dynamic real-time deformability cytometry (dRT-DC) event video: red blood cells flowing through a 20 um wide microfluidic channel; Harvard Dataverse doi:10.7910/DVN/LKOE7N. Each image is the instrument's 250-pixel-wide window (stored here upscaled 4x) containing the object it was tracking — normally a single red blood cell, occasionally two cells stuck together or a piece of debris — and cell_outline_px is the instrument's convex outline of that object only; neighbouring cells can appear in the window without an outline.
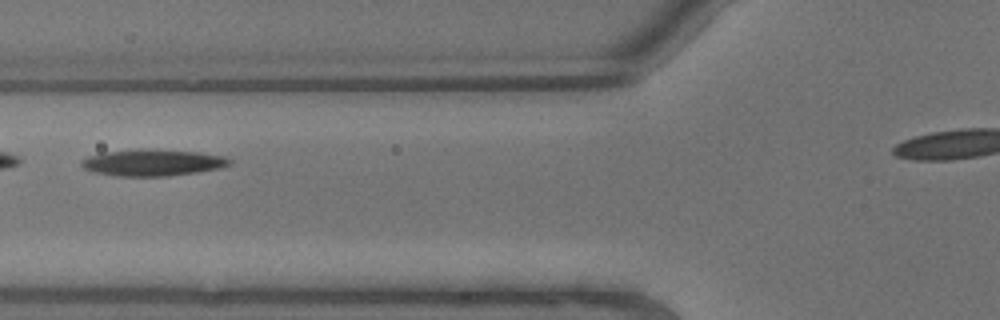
{"species": "common noctule bat (a hibernating species)", "species_latin": "Nyctalus noctula", "temperature_condition": "warm", "stored_images_in_passage": 7, "camera_frame_rate_fps": 3000, "um_per_image_px": 0.085, "animal": {"sex": "male", "body_mass_g": 13.3}, "frame": {"image": 1, "passage_image": 5, "time_ms": 1.333, "image_size_px": [1000, 320], "cell_outline_px": [[232, 164], [220, 168], [196, 172], [168, 176], [116, 176], [92, 172], [84, 168], [80, 164], [80, 160], [88, 156], [104, 152], [136, 148], [140, 148], [200, 152], [224, 156], [232, 160]], "centroid_in_image_um": [12.95, 13.81], "position_along_channel_um": 112.8, "area_um2": 23.24}}
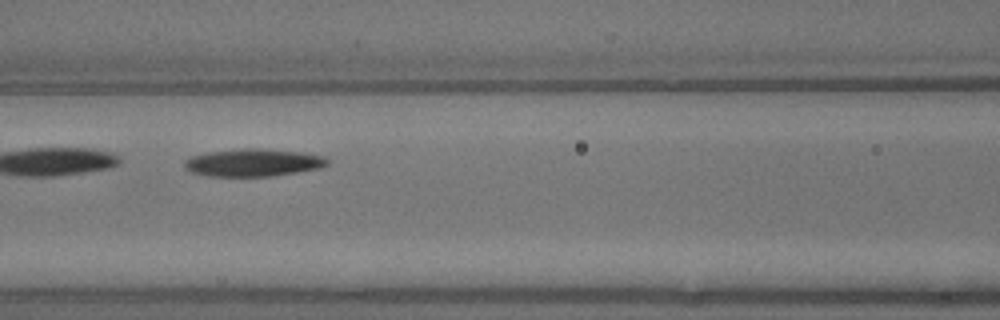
{"frame": {"image": 2, "passage_image": 6, "time_ms": 1.667, "image_size_px": [1000, 320], "cell_outline_px": [[328, 164], [320, 168], [272, 176], [208, 176], [192, 172], [184, 168], [184, 160], [192, 156], [208, 152], [244, 148], [256, 148], [304, 152], [324, 156], [328, 160]], "centroid_in_image_um": [21.52, 13.82], "position_along_channel_um": 145.1, "area_um2": 22.95}}